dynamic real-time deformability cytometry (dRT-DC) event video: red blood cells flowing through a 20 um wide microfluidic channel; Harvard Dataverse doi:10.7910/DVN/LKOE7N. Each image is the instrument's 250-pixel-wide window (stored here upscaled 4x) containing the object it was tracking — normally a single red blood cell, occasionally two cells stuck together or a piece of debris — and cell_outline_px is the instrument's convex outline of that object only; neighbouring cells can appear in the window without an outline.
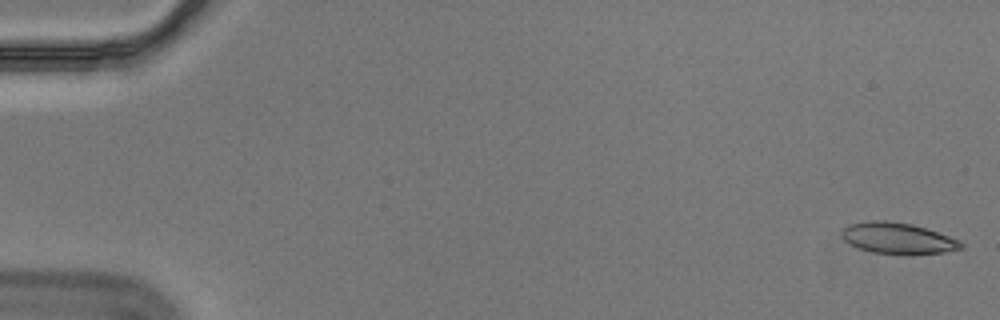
{"species": "Egyptian fruit bat (a non-hibernating species)", "species_latin": "Rousettus aegyptiacus", "temperature_condition": "cold", "stored_images_in_passage": 56, "camera_frame_rate_fps": 3000, "um_per_image_px": 0.085, "animal": {"sex": "male"}, "frame": {"image": 1, "passage_image": 1, "time_ms": 0.0, "image_size_px": [1000, 320], "cell_outline_px": [[964, 248], [948, 252], [904, 256], [872, 252], [856, 248], [844, 240], [840, 236], [840, 232], [848, 224], [868, 220], [888, 220], [912, 224], [960, 240], [964, 244]], "centroid_in_image_um": [76.3, 20.27], "position_along_channel_um": 8.7, "area_um2": 22.31}}
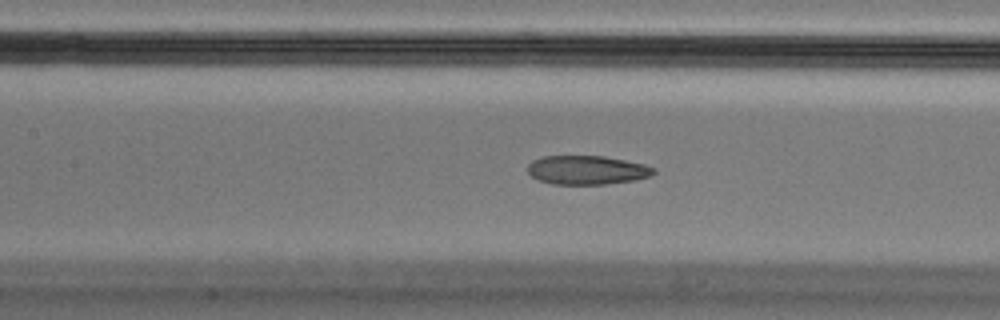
{"frame": {"image": 2, "passage_image": 26, "time_ms": 8.333, "image_size_px": [1000, 320], "cell_outline_px": [[656, 172], [652, 176], [636, 180], [604, 184], [552, 184], [540, 180], [532, 176], [528, 172], [528, 164], [532, 160], [544, 156], [604, 156], [644, 164], [656, 168]], "centroid_in_image_um": [49.92, 14.45], "position_along_channel_um": 157.5, "area_um2": 21.27}}
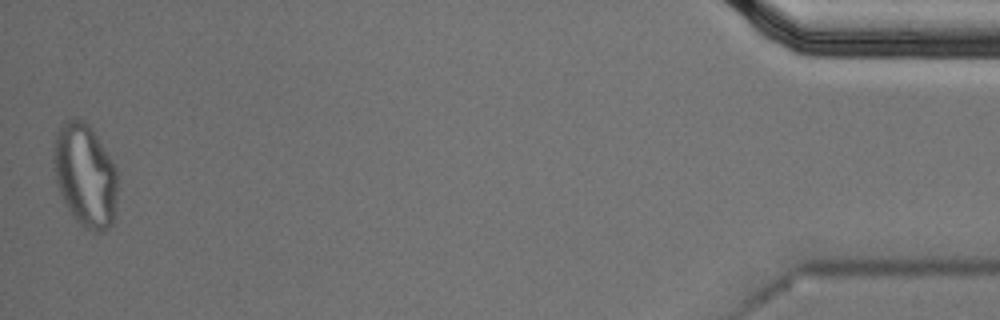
{"frame": {"image": 3, "passage_image": 56, "time_ms": 18.333, "image_size_px": [1000, 320], "cell_outline_px": [[116, 216], [112, 224], [104, 232], [92, 232], [84, 228], [72, 216], [56, 184], [52, 168], [52, 156], [56, 132], [60, 124], [76, 116], [84, 120], [92, 128], [116, 168]], "centroid_in_image_um": [7.21, 14.9], "position_along_channel_um": 428.0, "area_um2": 39.02}, "authors_computed_cell_mechanics": {"area_um2": 22.2241, "velocity_mm_per_s": 3.5485, "shape_relaxation_time_tau1_ms": null, "shape_relaxation_time_tau2_ms": 2.4555, "deformation_change_tau1": null, "deformation_change_tau2": 0.0838}}